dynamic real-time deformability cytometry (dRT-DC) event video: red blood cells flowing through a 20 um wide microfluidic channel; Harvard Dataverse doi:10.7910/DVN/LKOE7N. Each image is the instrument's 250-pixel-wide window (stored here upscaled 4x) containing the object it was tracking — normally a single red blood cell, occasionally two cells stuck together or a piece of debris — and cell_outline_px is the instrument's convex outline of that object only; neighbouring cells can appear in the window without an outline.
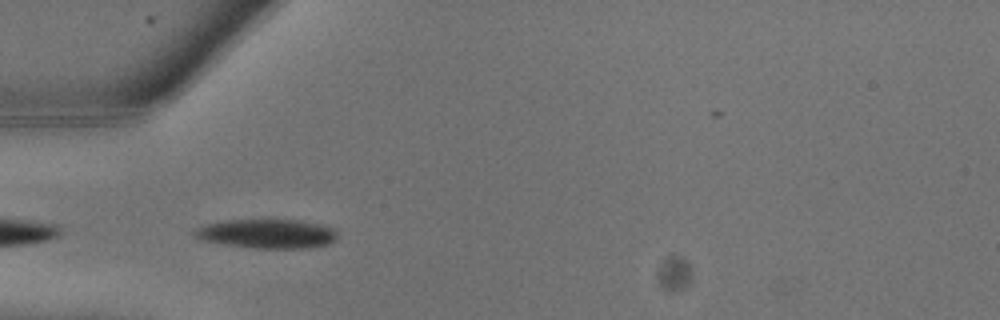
{"species": "common noctule bat (a hibernating species)", "species_latin": "Nyctalus noctula", "temperature_condition": "warm", "stored_images_in_passage": 14, "camera_frame_rate_fps": 3000, "um_per_image_px": 0.085, "animal": {"sex": "male", "body_mass_g": 13.3}, "frame": {"image": 1, "passage_image": 1, "time_ms": 0.0, "image_size_px": [1000, 320], "cell_outline_px": [[336, 240], [328, 244], [308, 248], [252, 248], [196, 240], [192, 232], [196, 228], [204, 224], [224, 220], [268, 216], [300, 220], [320, 224], [336, 228]], "centroid_in_image_um": [22.65, 19.81], "position_along_channel_um": 62.4, "area_um2": 25.72}}
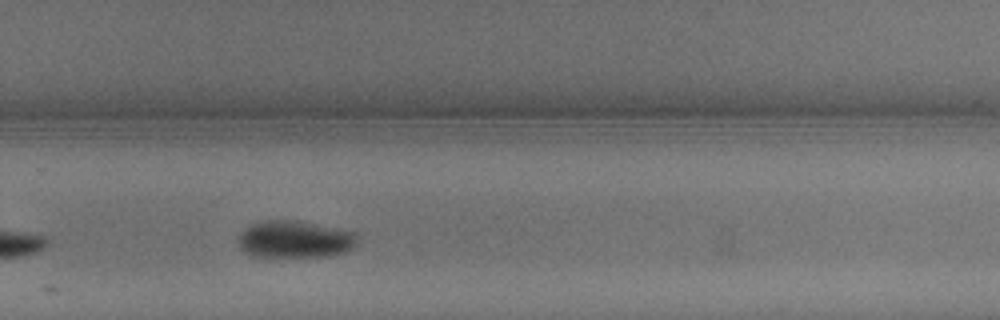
{"frame": {"image": 2, "passage_image": 10, "time_ms": 3.0, "image_size_px": [1000, 320], "cell_outline_px": [[360, 236], [356, 244], [348, 252], [328, 256], [256, 256], [244, 252], [236, 244], [236, 236], [252, 224], [264, 220], [296, 220], [356, 232]], "centroid_in_image_um": [25.06, 20.34], "position_along_channel_um": 304.7, "area_um2": 26.07}}
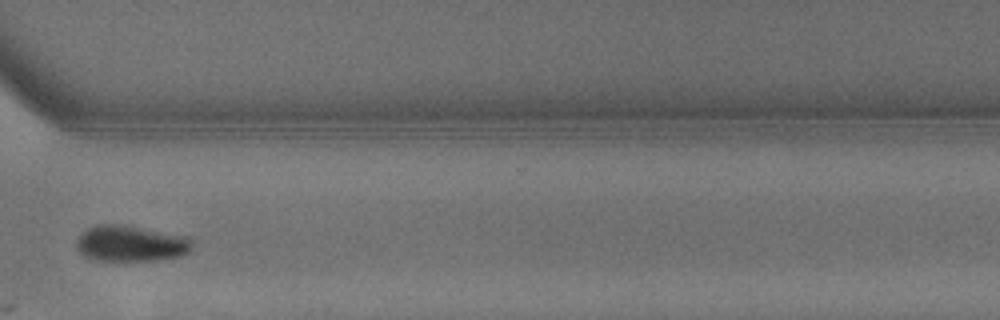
{"frame": {"image": 3, "passage_image": 12, "time_ms": 3.667, "image_size_px": [1000, 320], "cell_outline_px": [[192, 248], [188, 252], [180, 256], [156, 260], [96, 260], [84, 256], [76, 248], [76, 240], [88, 228], [96, 224], [116, 224], [188, 236], [192, 240]], "centroid_in_image_um": [11.11, 20.7], "position_along_channel_um": 359.5, "area_um2": 24.04}}